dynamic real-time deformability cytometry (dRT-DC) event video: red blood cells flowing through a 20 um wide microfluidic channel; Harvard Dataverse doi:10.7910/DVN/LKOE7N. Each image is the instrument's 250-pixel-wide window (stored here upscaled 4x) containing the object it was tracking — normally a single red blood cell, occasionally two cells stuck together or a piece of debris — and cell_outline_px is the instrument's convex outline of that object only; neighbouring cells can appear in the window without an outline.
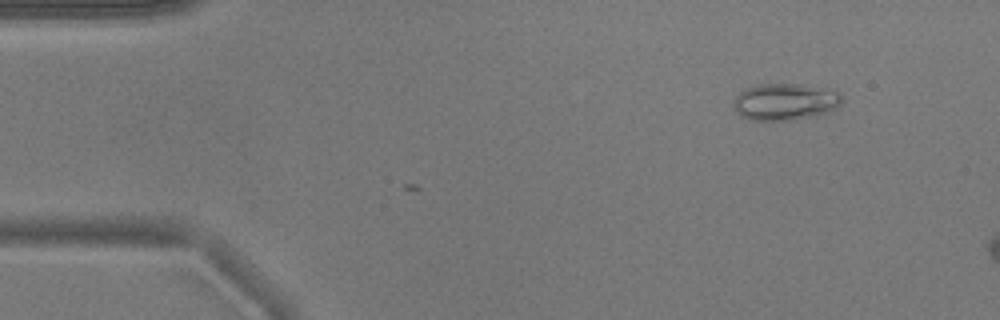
{"species": "common noctule bat (a hibernating species)", "species_latin": "Nyctalus noctula", "temperature_condition": "warm", "stored_images_in_passage": 4, "camera_frame_rate_fps": 3000, "um_per_image_px": 0.085, "animal": {"sex": "male", "body_mass_g": 17.9}, "frame": {"image": 1, "passage_image": 4, "time_ms": 1.0, "image_size_px": [1000, 320], "cell_outline_px": [[840, 104], [836, 108], [812, 116], [788, 120], [748, 120], [740, 116], [732, 108], [732, 100], [740, 92], [756, 84], [804, 84], [836, 88], [840, 96]], "centroid_in_image_um": [66.7, 8.63], "position_along_channel_um": 18.3, "area_um2": 23.52}}